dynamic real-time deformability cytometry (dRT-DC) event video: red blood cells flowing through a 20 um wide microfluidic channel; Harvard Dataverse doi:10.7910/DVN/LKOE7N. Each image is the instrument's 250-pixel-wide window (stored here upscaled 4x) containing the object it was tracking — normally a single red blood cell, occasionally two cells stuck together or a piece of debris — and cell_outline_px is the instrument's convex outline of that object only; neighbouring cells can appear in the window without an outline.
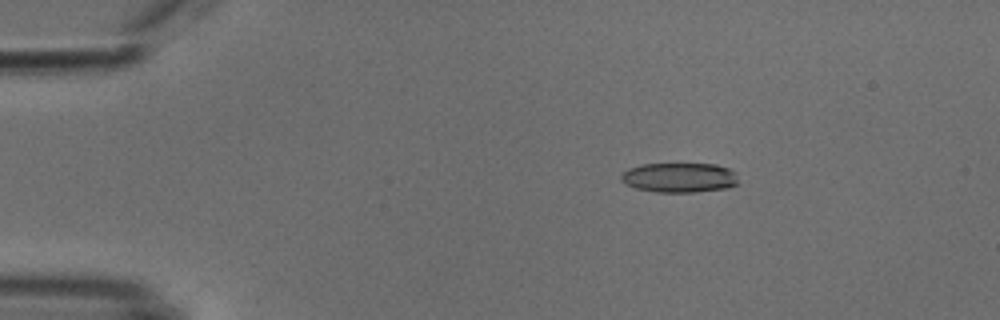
{"species": "common noctule bat (a hibernating species)", "species_latin": "Nyctalus noctula", "temperature_condition": "cold", "stored_images_in_passage": 54, "camera_frame_rate_fps": 3000, "um_per_image_px": 0.085, "animal": {"sex": "male", "body_mass_g": 18.8}, "frame": {"image": 1, "passage_image": 10, "time_ms": 3.0, "image_size_px": [1000, 320], "cell_outline_px": [[736, 184], [728, 188], [696, 192], [656, 192], [636, 188], [620, 180], [620, 176], [628, 168], [644, 164], [716, 164], [728, 168], [736, 172]], "centroid_in_image_um": [57.75, 15.09], "position_along_channel_um": 27.2, "area_um2": 20.23}}
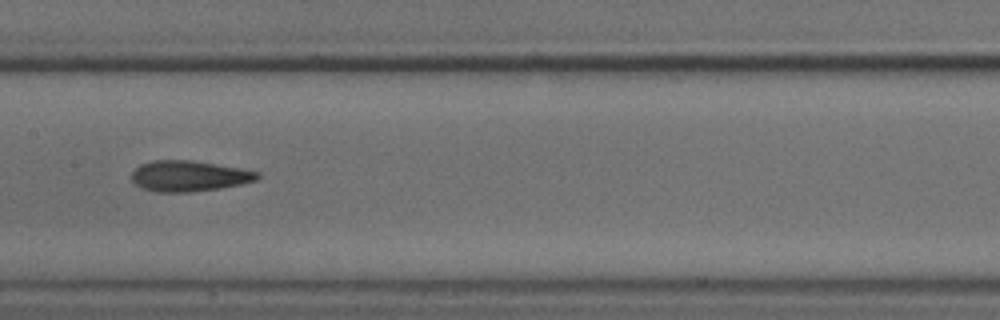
{"frame": {"image": 2, "passage_image": 28, "time_ms": 9.0, "image_size_px": [1000, 320], "cell_outline_px": [[260, 176], [256, 180], [240, 184], [220, 188], [192, 192], [156, 192], [140, 188], [132, 180], [132, 172], [140, 164], [152, 160], [192, 160], [240, 168], [260, 172]], "centroid_in_image_um": [16.05, 14.96], "position_along_channel_um": 191.4, "area_um2": 22.6}}
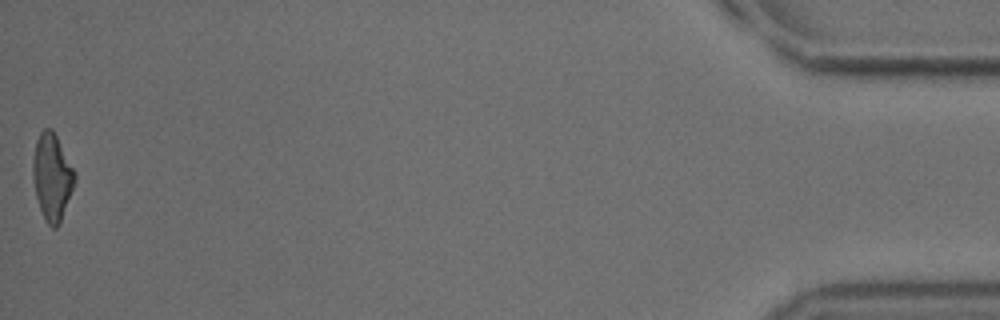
{"frame": {"image": 3, "passage_image": 54, "time_ms": 17.667, "image_size_px": [1000, 320], "cell_outline_px": [[76, 180], [60, 224], [56, 228], [52, 228], [44, 220], [36, 196], [32, 176], [32, 160], [36, 140], [40, 132], [44, 128], [52, 128], [76, 176]], "centroid_in_image_um": [4.4, 15.07], "position_along_channel_um": 430.8, "area_um2": 21.04}, "authors_computed_cell_mechanics": {"area_um2": 21.5594, "velocity_mm_per_s": 3.8226, "shape_relaxation_time_tau1_ms": 8.7648, "shape_relaxation_time_tau2_ms": 3.1564, "deformation_change_tau1": 0.1997, "deformation_change_tau2": 0.1251}}